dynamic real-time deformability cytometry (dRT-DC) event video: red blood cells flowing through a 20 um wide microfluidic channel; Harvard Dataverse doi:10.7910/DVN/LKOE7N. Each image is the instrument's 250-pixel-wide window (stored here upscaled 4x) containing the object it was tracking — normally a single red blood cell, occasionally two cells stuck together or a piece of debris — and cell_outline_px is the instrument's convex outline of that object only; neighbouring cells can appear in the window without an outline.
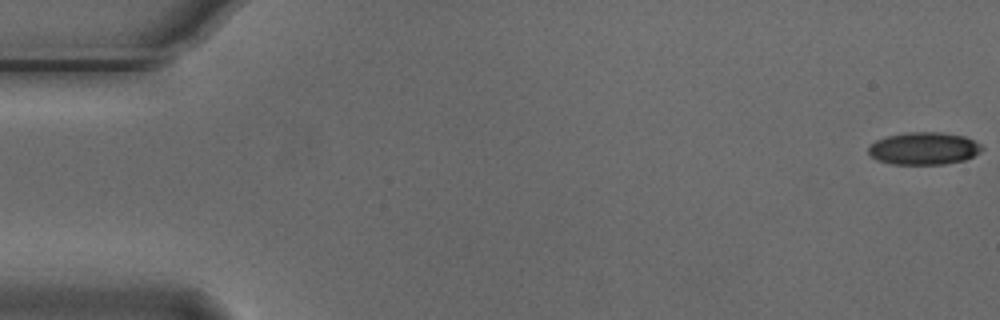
{"species": "Egyptian fruit bat (a non-hibernating species)", "species_latin": "Rousettus aegyptiacus", "temperature_condition": "cold", "stored_images_in_passage": 6, "camera_frame_rate_fps": 3000, "um_per_image_px": 0.085, "animal": {"sex": "male"}, "frame": {"image": 1, "passage_image": 1, "time_ms": 0.0, "image_size_px": [1000, 320], "cell_outline_px": [[984, 148], [980, 152], [964, 160], [944, 164], [892, 164], [876, 160], [868, 152], [868, 148], [876, 140], [888, 136], [908, 132], [940, 132], [964, 136], [980, 144]], "centroid_in_image_um": [78.52, 12.62], "position_along_channel_um": 6.5, "area_um2": 21.33}}
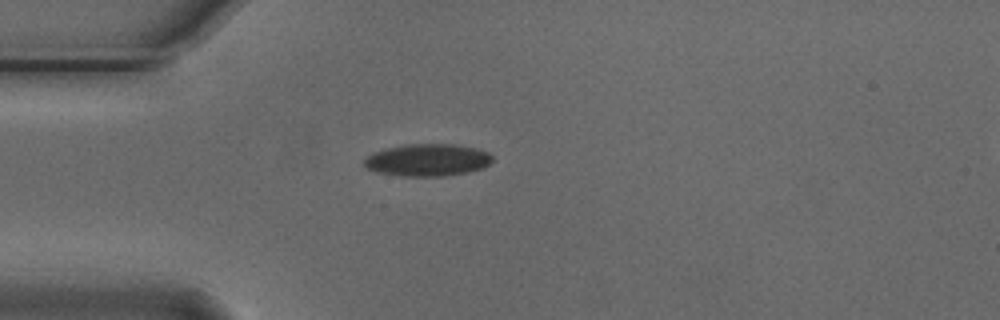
{"frame": {"image": 2, "passage_image": 5, "time_ms": 1.333, "image_size_px": [1000, 320], "cell_outline_px": [[492, 160], [488, 164], [480, 168], [468, 172], [440, 176], [404, 176], [376, 172], [368, 168], [364, 164], [364, 160], [372, 152], [404, 144], [452, 144], [476, 148], [488, 152], [492, 156]], "centroid_in_image_um": [36.32, 13.59], "position_along_channel_um": 48.7, "area_um2": 23.87}}